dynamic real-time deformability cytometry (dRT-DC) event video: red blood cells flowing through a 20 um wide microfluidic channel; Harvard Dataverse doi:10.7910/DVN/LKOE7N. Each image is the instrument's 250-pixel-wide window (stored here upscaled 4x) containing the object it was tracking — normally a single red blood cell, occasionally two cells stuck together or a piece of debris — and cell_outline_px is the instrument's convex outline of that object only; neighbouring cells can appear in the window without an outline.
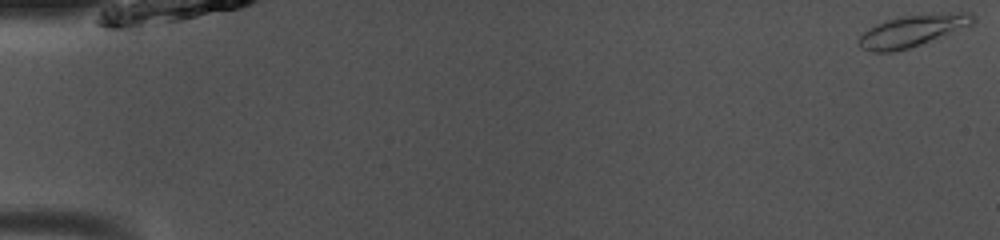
{"species": "common noctule bat (a hibernating species)", "species_latin": "Nyctalus noctula", "temperature_condition": "room temperature", "stored_images_in_passage": 50, "camera_frame_rate_fps": 3000, "um_per_image_px": 0.085, "animal": {"sex": "male", "body_mass_g": 13.0, "forearm_length_mm": 53.1}, "frame": {"image": 1, "passage_image": 1, "time_ms": 0.0, "image_size_px": [1000, 240], "cell_outline_px": [[976, 20], [972, 24], [920, 44], [908, 48], [892, 52], [872, 52], [860, 48], [856, 44], [860, 36], [864, 32], [876, 24], [900, 16], [940, 12], [972, 12], [976, 16]], "centroid_in_image_um": [77.55, 2.59], "position_along_channel_um": 7.5, "area_um2": 21.1}}
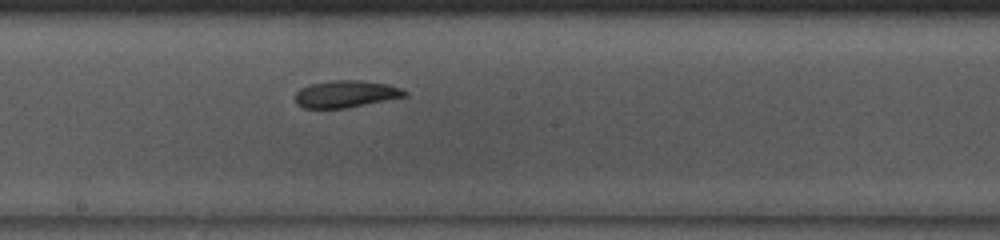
{"frame": {"image": 2, "passage_image": 28, "time_ms": 9.0, "image_size_px": [1000, 240], "cell_outline_px": [[408, 96], [344, 108], [304, 108], [296, 104], [296, 92], [300, 88], [312, 84], [328, 80], [360, 80], [388, 84], [400, 88], [408, 92]], "centroid_in_image_um": [29.4, 7.98], "position_along_channel_um": 218.8, "area_um2": 17.22}}
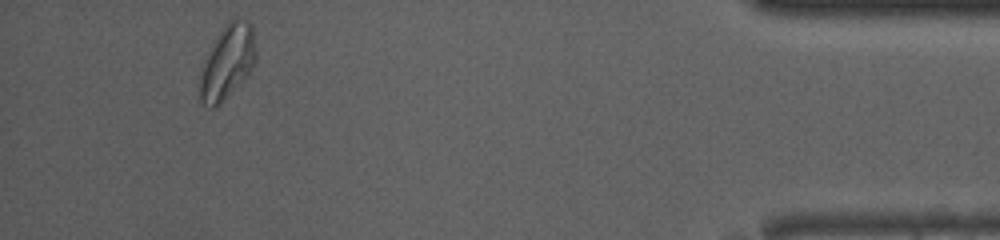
{"frame": {"image": 3, "passage_image": 47, "time_ms": 15.333, "image_size_px": [1000, 240], "cell_outline_px": [[256, 60], [248, 76], [220, 104], [212, 108], [204, 104], [200, 100], [200, 68], [216, 36], [228, 20], [236, 16], [248, 20], [252, 24], [256, 48]], "centroid_in_image_um": [19.35, 5.23], "position_along_channel_um": 415.9, "area_um2": 24.62}, "authors_computed_cell_mechanics": {"area_um2": 18.6983, "velocity_mm_per_s": 4.0436, "shape_relaxation_time_tau1_ms": 5.6752, "shape_relaxation_time_tau2_ms": null, "deformation_change_tau1": 0.1439, "deformation_change_tau2": null}}